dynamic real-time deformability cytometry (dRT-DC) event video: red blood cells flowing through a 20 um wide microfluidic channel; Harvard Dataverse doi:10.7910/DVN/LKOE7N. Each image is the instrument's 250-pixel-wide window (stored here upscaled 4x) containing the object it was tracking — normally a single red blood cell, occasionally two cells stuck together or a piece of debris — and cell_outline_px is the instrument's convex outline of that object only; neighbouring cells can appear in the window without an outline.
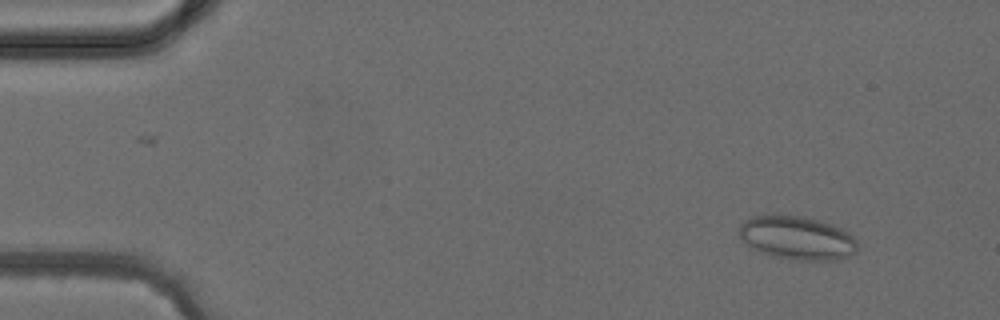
{"species": "common noctule bat (a hibernating species)", "species_latin": "Nyctalus noctula", "temperature_condition": "cold", "stored_images_in_passage": 5, "camera_frame_rate_fps": 3000, "um_per_image_px": 0.085, "animal": {"sex": "female", "body_mass_g": 24.6, "forearm_length_mm": 56.2}, "frame": {"image": 1, "passage_image": 2, "time_ms": 1.333, "image_size_px": [1000, 320], "cell_outline_px": [[856, 252], [848, 256], [836, 260], [792, 260], [776, 256], [764, 252], [748, 244], [736, 232], [740, 224], [744, 220], [752, 216], [776, 212], [788, 212], [820, 220], [832, 224], [848, 232], [856, 240]], "centroid_in_image_um": [67.72, 20.15], "position_along_channel_um": 17.3, "area_um2": 30.58}}